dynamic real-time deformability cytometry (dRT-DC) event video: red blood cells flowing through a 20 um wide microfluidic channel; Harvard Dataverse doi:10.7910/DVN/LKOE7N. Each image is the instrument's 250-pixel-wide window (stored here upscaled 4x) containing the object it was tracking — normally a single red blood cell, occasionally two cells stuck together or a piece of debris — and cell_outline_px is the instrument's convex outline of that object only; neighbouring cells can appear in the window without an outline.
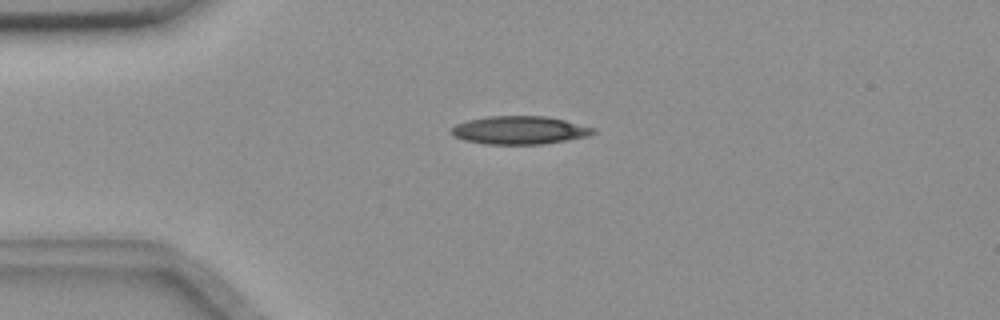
{"species": "common noctule bat (a hibernating species)", "species_latin": "Nyctalus noctula", "temperature_condition": "room temperature", "stored_images_in_passage": 47, "camera_frame_rate_fps": 3000, "um_per_image_px": 0.085, "animal": {"sex": "female", "body_mass_g": 18.4}, "frame": {"image": 1, "passage_image": 5, "time_ms": 1.333, "image_size_px": [1000, 320], "cell_outline_px": [[596, 132], [588, 136], [544, 144], [484, 144], [464, 140], [456, 136], [452, 132], [452, 128], [456, 124], [468, 120], [488, 116], [548, 116], [596, 128]], "centroid_in_image_um": [44.2, 11.06], "position_along_channel_um": 40.8, "area_um2": 23.18}}
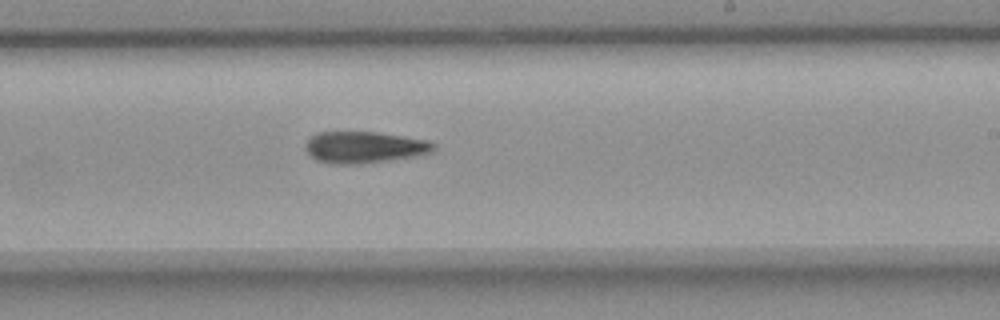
{"frame": {"image": 2, "passage_image": 25, "time_ms": 8.0, "image_size_px": [1000, 320], "cell_outline_px": [[436, 148], [432, 152], [416, 156], [388, 160], [356, 164], [336, 164], [316, 160], [308, 152], [304, 144], [316, 132], [380, 132], [428, 140], [436, 144]], "centroid_in_image_um": [31.0, 12.5], "position_along_channel_um": 258.0, "area_um2": 23.58}}
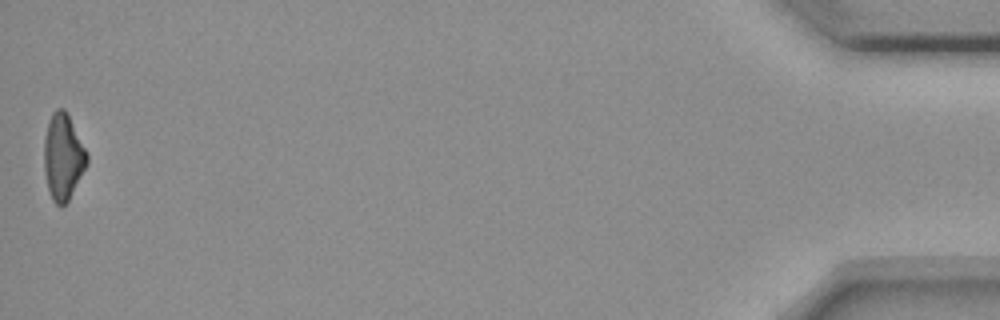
{"frame": {"image": 3, "passage_image": 47, "time_ms": 15.333, "image_size_px": [1000, 320], "cell_outline_px": [[88, 164], [68, 200], [60, 208], [52, 200], [48, 188], [44, 168], [44, 136], [48, 120], [52, 112], [56, 108], [64, 108], [68, 112], [88, 152]], "centroid_in_image_um": [5.37, 13.28], "position_along_channel_um": 429.8, "area_um2": 21.91}}